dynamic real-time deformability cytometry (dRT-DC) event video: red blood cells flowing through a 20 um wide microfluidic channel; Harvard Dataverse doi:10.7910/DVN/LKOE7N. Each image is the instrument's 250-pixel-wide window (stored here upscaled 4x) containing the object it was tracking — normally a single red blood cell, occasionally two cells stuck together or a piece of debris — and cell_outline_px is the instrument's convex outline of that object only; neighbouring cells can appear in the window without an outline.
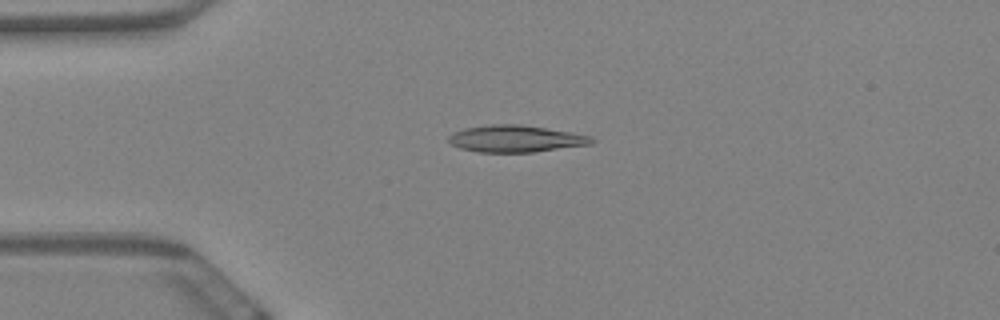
{"species": "Egyptian fruit bat (a non-hibernating species)", "species_latin": "Rousettus aegyptiacus", "temperature_condition": "warm", "stored_images_in_passage": 58, "camera_frame_rate_fps": 3000, "um_per_image_px": 0.085, "animal": {"sex": "female"}, "frame": {"image": 1, "passage_image": 14, "time_ms": 4.333, "image_size_px": [1000, 320], "cell_outline_px": [[596, 140], [592, 144], [532, 152], [480, 152], [460, 148], [452, 144], [448, 140], [448, 136], [452, 132], [464, 128], [492, 124], [516, 124], [544, 128], [592, 136]], "centroid_in_image_um": [43.81, 11.79], "position_along_channel_um": 41.2, "area_um2": 22.2}}
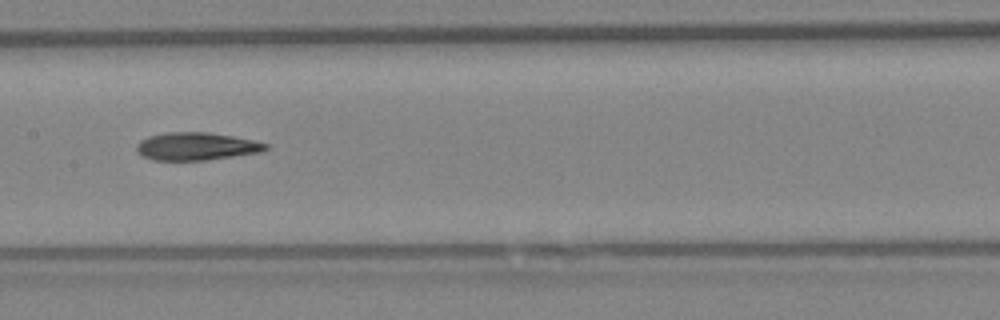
{"frame": {"image": 2, "passage_image": 29, "time_ms": 9.333, "image_size_px": [1000, 320], "cell_outline_px": [[268, 148], [256, 152], [204, 160], [152, 160], [136, 152], [136, 144], [140, 140], [148, 136], [168, 132], [208, 132], [232, 136], [252, 140], [268, 144]], "centroid_in_image_um": [16.6, 12.43], "position_along_channel_um": 190.8, "area_um2": 20.58}}
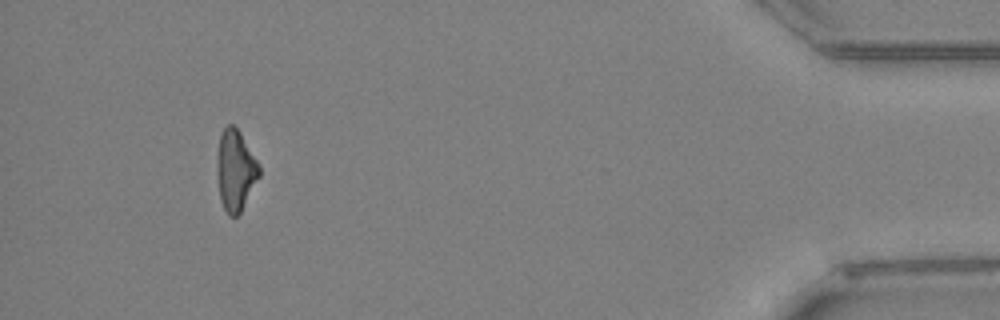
{"frame": {"image": 3, "passage_image": 54, "time_ms": 17.667, "image_size_px": [1000, 320], "cell_outline_px": [[260, 176], [240, 212], [236, 216], [228, 216], [220, 200], [220, 136], [224, 128], [228, 124], [232, 124], [240, 132], [256, 160], [260, 168]], "centroid_in_image_um": [20.07, 14.51], "position_along_channel_um": 415.1, "area_um2": 18.67}, "authors_computed_cell_mechanics": {"area_um2": 20.8658, "velocity_mm_per_s": 3.5033, "shape_relaxation_time_tau1_ms": 9.3923, "shape_relaxation_time_tau2_ms": null, "deformation_change_tau1": 0.2285, "deformation_change_tau2": null}}